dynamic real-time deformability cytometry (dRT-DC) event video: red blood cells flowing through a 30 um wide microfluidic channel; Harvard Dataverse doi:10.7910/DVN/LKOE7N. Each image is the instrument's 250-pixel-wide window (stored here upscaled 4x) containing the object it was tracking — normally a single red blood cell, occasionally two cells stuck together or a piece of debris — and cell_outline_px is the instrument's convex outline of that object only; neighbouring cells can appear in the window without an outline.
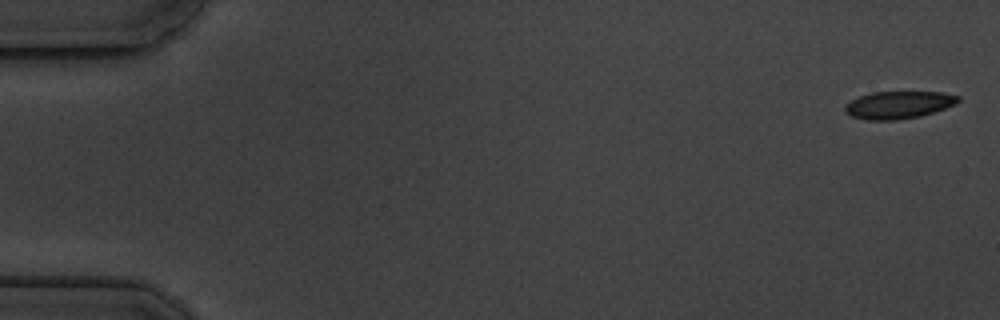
{"species": "common noctule bat (a hibernating species)", "species_latin": "Nyctalus noctula", "temperature_condition": "cold", "stored_images_in_passage": 3, "camera_frame_rate_fps": 3000, "um_per_image_px": 0.085, "animal": {"sex": "male", "body_mass_g": 19.5, "forearm_length_mm": 54.6}, "frame": {"image": 1, "passage_image": 3, "time_ms": 3.333, "image_size_px": [1000, 320], "cell_outline_px": [[960, 100], [956, 104], [920, 116], [896, 120], [868, 120], [852, 116], [844, 112], [844, 104], [860, 96], [872, 92], [944, 92], [960, 96]], "centroid_in_image_um": [76.37, 8.91], "position_along_channel_um": 8.6, "area_um2": 18.09}}